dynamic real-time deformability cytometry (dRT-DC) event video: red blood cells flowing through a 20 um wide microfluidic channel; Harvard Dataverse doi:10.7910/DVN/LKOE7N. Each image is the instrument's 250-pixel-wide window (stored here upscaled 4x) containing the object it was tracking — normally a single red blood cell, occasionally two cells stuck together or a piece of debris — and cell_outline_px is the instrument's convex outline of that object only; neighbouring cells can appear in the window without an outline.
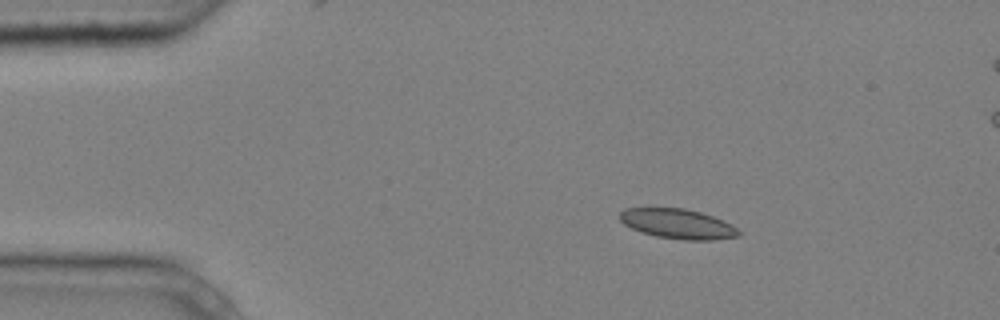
{"species": "common noctule bat (a hibernating species)", "species_latin": "Nyctalus noctula", "temperature_condition": "cold", "stored_images_in_passage": 4, "camera_frame_rate_fps": 3000, "um_per_image_px": 0.085, "animal": {"sex": "male", "body_mass_g": 20.4}, "frame": {"image": 1, "passage_image": 1, "time_ms": 0.0, "image_size_px": [1000, 320], "cell_outline_px": [[740, 232], [736, 236], [712, 240], [684, 240], [656, 236], [640, 232], [624, 224], [620, 220], [620, 212], [624, 208], [684, 208], [700, 212], [712, 216], [732, 224]], "centroid_in_image_um": [57.58, 19.02], "position_along_channel_um": 27.4, "area_um2": 20.52}}